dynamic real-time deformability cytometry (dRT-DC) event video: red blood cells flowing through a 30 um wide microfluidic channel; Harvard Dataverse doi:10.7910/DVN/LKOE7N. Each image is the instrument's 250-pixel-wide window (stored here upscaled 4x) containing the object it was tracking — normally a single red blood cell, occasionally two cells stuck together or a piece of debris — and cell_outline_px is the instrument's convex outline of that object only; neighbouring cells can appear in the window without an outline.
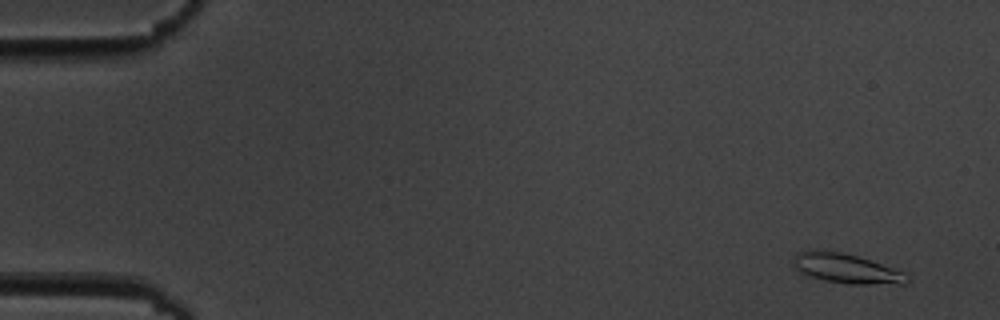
{"species": "common noctule bat (a hibernating species)", "species_latin": "Nyctalus noctula", "temperature_condition": "cold", "stored_images_in_passage": 6, "segment_of_instrument_passage": [1, 2], "camera_frame_rate_fps": 3000, "um_per_image_px": 0.085, "animal": {"sex": "male", "body_mass_g": 19.5, "forearm_length_mm": 54.6}, "frame": {"image": 1, "passage_image": 1, "time_ms": 0.0, "image_size_px": [1000, 320], "cell_outline_px": [[908, 280], [904, 284], [848, 284], [824, 280], [812, 276], [796, 268], [792, 264], [792, 260], [796, 252], [808, 248], [840, 252], [856, 256], [904, 272]], "centroid_in_image_um": [71.87, 22.8], "position_along_channel_um": 13.1, "area_um2": 19.42}}